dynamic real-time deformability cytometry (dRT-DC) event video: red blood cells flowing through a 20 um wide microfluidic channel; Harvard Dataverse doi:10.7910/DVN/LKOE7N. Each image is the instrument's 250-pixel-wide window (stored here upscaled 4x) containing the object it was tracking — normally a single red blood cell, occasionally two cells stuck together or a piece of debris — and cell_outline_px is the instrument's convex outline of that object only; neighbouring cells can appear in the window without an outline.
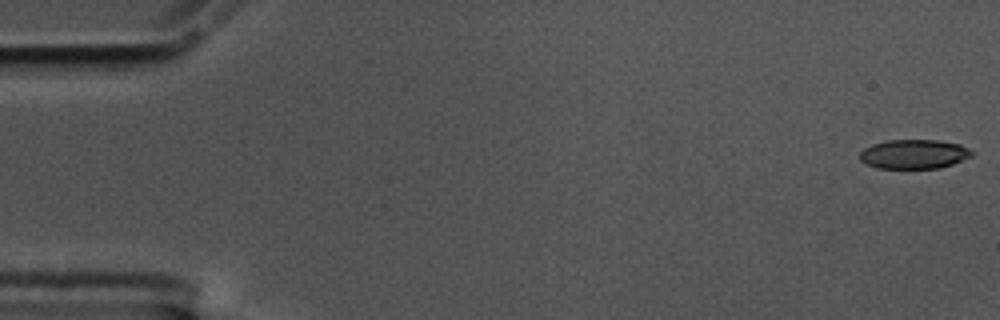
{"species": "common noctule bat (a hibernating species)", "species_latin": "Nyctalus noctula", "temperature_condition": "cold", "stored_images_in_passage": 57, "camera_frame_rate_fps": 3000, "um_per_image_px": 0.085, "animal": {"sex": "male", "body_mass_g": 17.5, "forearm_length_mm": 52.3}, "frame": {"image": 1, "passage_image": 1, "time_ms": 0.0, "image_size_px": [1000, 320], "cell_outline_px": [[972, 156], [952, 164], [940, 168], [876, 168], [864, 164], [860, 160], [860, 152], [864, 148], [872, 144], [888, 140], [936, 140], [960, 144], [968, 148], [972, 152]], "centroid_in_image_um": [77.65, 13.1], "position_along_channel_um": 7.3, "area_um2": 19.13}}
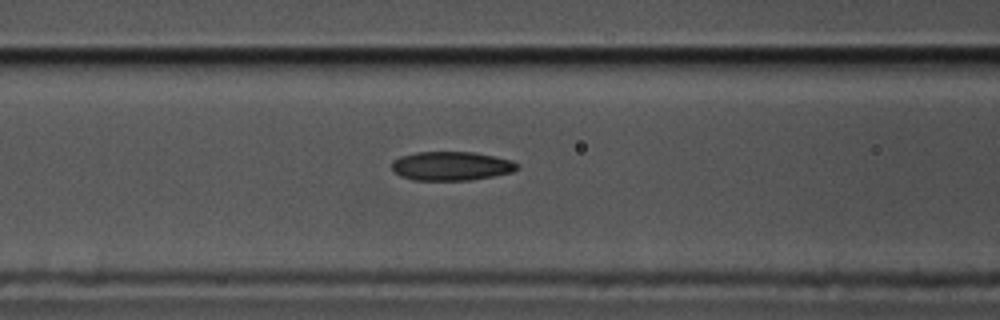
{"frame": {"image": 2, "passage_image": 23, "time_ms": 7.333, "image_size_px": [1000, 320], "cell_outline_px": [[520, 168], [512, 172], [492, 176], [468, 180], [412, 180], [400, 176], [392, 168], [392, 160], [400, 156], [416, 152], [476, 152], [496, 156], [512, 160], [520, 164]], "centroid_in_image_um": [38.39, 14.1], "position_along_channel_um": 128.2, "area_um2": 21.33}}
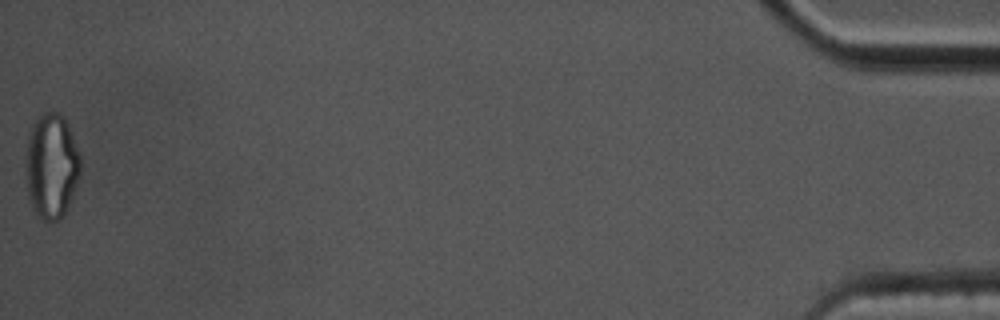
{"frame": {"image": 3, "passage_image": 57, "time_ms": 18.667, "image_size_px": [1000, 320], "cell_outline_px": [[80, 176], [72, 200], [60, 220], [48, 224], [36, 216], [28, 196], [24, 164], [24, 160], [28, 132], [36, 116], [44, 112], [60, 112], [64, 116], [80, 156]], "centroid_in_image_um": [4.34, 14.14], "position_along_channel_um": 430.9, "area_um2": 34.56}, "authors_computed_cell_mechanics": {"area_um2": 21.3282, "velocity_mm_per_s": 3.5407, "shape_relaxation_time_tau1_ms": null, "shape_relaxation_time_tau2_ms": 5.2922, "deformation_change_tau1": null, "deformation_change_tau2": 0.1366}}